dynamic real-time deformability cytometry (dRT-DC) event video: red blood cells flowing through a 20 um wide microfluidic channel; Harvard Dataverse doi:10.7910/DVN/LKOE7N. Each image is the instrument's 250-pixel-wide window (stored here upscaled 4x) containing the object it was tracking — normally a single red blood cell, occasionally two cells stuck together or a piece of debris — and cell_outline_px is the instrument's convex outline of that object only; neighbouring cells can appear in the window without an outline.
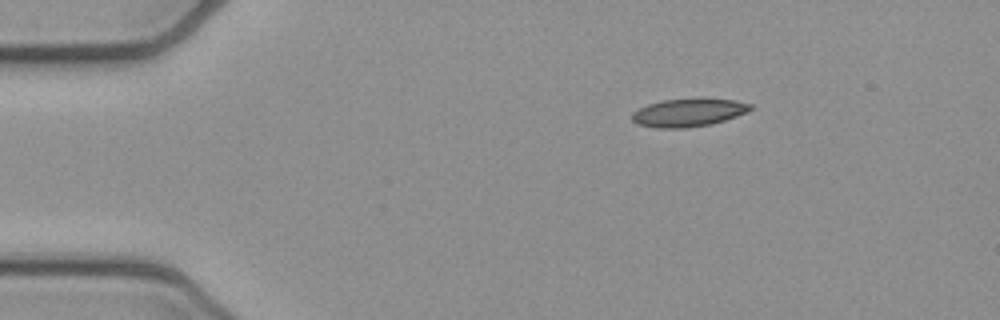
{"species": "common noctule bat (a hibernating species)", "species_latin": "Nyctalus noctula", "temperature_condition": "cold", "stored_images_in_passage": 9, "camera_frame_rate_fps": 3000, "um_per_image_px": 0.085, "animal": {"sex": "female", "body_mass_g": 21.9}, "frame": {"image": 1, "passage_image": 1, "time_ms": 0.0, "image_size_px": [1000, 320], "cell_outline_px": [[752, 108], [748, 112], [712, 124], [684, 128], [656, 128], [640, 124], [632, 120], [632, 112], [648, 104], [660, 100], [696, 96], [704, 96], [736, 100], [752, 104]], "centroid_in_image_um": [58.56, 9.52], "position_along_channel_um": 26.4, "area_um2": 20.06}}
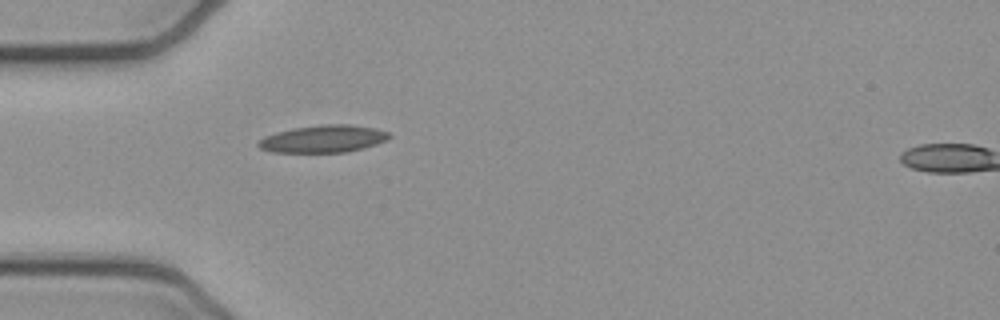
{"frame": {"image": 2, "passage_image": 8, "time_ms": 2.333, "image_size_px": [1000, 320], "cell_outline_px": [[392, 136], [388, 140], [376, 144], [348, 152], [272, 152], [260, 148], [256, 144], [264, 136], [276, 132], [292, 128], [320, 124], [348, 124], [376, 128], [388, 132]], "centroid_in_image_um": [27.49, 11.79], "position_along_channel_um": 57.5, "area_um2": 20.98}}